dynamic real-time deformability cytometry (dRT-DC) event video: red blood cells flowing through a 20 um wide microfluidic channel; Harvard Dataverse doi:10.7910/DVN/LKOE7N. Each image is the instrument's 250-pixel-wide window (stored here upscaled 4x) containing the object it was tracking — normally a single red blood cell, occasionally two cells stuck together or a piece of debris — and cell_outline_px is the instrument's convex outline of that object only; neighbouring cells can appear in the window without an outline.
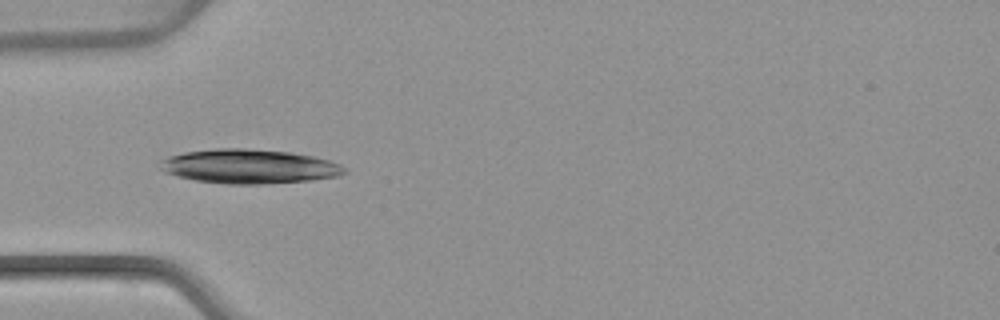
{"species": "common noctule bat (a hibernating species)", "species_latin": "Nyctalus noctula", "temperature_condition": "warm", "stored_images_in_passage": 15, "camera_frame_rate_fps": 3000, "um_per_image_px": 0.085, "animal": {"sex": "female", "body_mass_g": 22.7, "forearm_length_mm": 54.2}, "frame": {"image": 1, "passage_image": 3, "time_ms": 0.667, "image_size_px": [1000, 320], "cell_outline_px": [[344, 172], [336, 176], [312, 180], [260, 184], [228, 184], [196, 180], [176, 176], [164, 172], [160, 168], [160, 160], [168, 156], [184, 152], [216, 148], [244, 148], [288, 152], [312, 156], [328, 160], [340, 164], [344, 168]], "centroid_in_image_um": [21.11, 14.14], "position_along_channel_um": 63.9, "area_um2": 36.59}}